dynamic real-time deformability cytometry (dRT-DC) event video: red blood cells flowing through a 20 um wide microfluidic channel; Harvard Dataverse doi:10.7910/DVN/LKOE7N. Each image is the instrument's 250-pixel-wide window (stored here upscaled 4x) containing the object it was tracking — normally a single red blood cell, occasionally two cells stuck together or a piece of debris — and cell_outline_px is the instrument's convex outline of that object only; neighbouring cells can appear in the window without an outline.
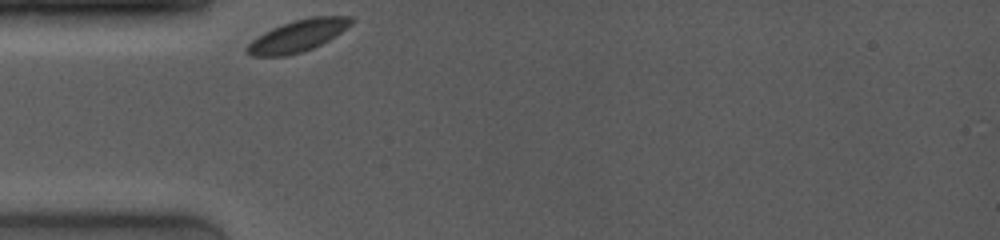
{"species": "common noctule bat (a hibernating species)", "species_latin": "Nyctalus noctula", "temperature_condition": "room temperature", "stored_images_in_passage": 34, "camera_frame_rate_fps": 4000, "um_per_image_px": 0.085, "animal": {"sex": "female", "body_mass_g": 19.0, "forearm_length_mm": 53.3}, "frame": {"image": 1, "passage_image": 1, "time_ms": 0.0, "image_size_px": [1000, 240], "cell_outline_px": [[356, 20], [352, 24], [328, 40], [312, 48], [300, 52], [284, 56], [252, 56], [244, 52], [244, 48], [256, 36], [272, 28], [292, 20], [312, 16], [352, 16]], "centroid_in_image_um": [25.29, 3.03], "position_along_channel_um": 59.7, "area_um2": 19.36}}
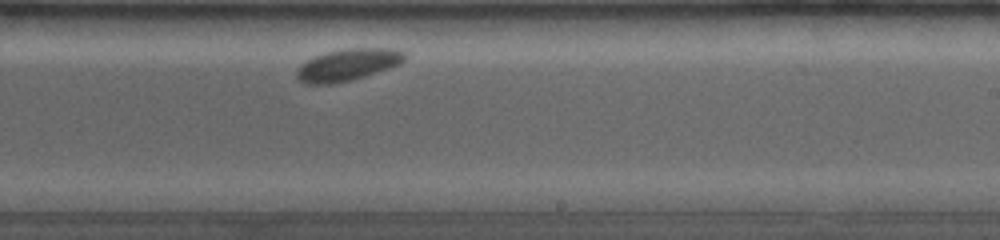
{"frame": {"image": 2, "passage_image": 21, "time_ms": 5.75, "image_size_px": [1000, 240], "cell_outline_px": [[404, 60], [400, 64], [352, 80], [332, 84], [308, 84], [300, 80], [296, 76], [296, 68], [300, 64], [316, 56], [328, 52], [348, 48], [388, 48], [404, 52]], "centroid_in_image_um": [29.52, 5.51], "position_along_channel_um": 259.5, "area_um2": 19.77}}
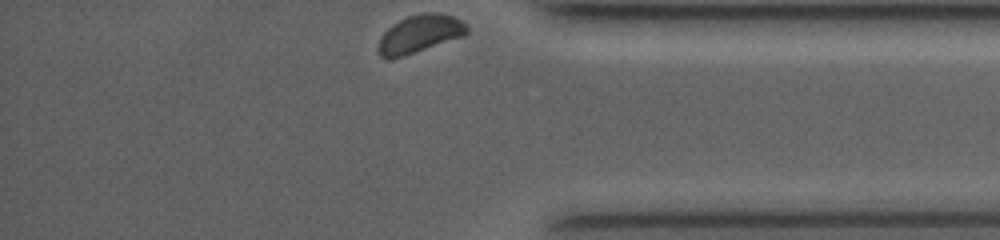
{"frame": {"image": 3, "passage_image": 34, "time_ms": 9.75, "image_size_px": [1000, 240], "cell_outline_px": [[468, 32], [464, 36], [404, 56], [388, 60], [380, 56], [376, 48], [380, 36], [392, 24], [408, 16], [424, 12], [440, 12], [452, 16], [468, 24]], "centroid_in_image_um": [35.65, 2.89], "position_along_channel_um": 399.5, "area_um2": 19.83}}